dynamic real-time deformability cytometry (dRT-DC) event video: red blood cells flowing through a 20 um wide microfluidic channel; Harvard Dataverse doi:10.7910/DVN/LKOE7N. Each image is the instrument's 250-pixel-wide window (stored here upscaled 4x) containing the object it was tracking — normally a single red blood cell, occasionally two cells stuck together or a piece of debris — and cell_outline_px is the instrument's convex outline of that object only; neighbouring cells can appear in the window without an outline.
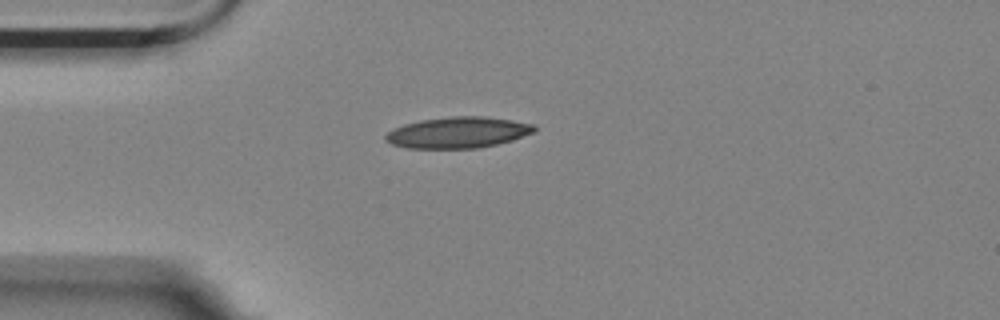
{"species": "Egyptian fruit bat (a non-hibernating species)", "species_latin": "Rousettus aegyptiacus", "temperature_condition": "room temperature", "stored_images_in_passage": 6, "camera_frame_rate_fps": 3000, "um_per_image_px": 0.085, "animal": {"sex": "female"}, "frame": {"image": 1, "passage_image": 6, "time_ms": 1.667, "image_size_px": [1000, 320], "cell_outline_px": [[536, 132], [512, 140], [496, 144], [476, 148], [408, 148], [392, 144], [384, 140], [384, 136], [392, 128], [404, 124], [420, 120], [452, 116], [484, 116], [512, 120], [536, 124]], "centroid_in_image_um": [38.93, 11.25], "position_along_channel_um": 46.1, "area_um2": 27.11}}